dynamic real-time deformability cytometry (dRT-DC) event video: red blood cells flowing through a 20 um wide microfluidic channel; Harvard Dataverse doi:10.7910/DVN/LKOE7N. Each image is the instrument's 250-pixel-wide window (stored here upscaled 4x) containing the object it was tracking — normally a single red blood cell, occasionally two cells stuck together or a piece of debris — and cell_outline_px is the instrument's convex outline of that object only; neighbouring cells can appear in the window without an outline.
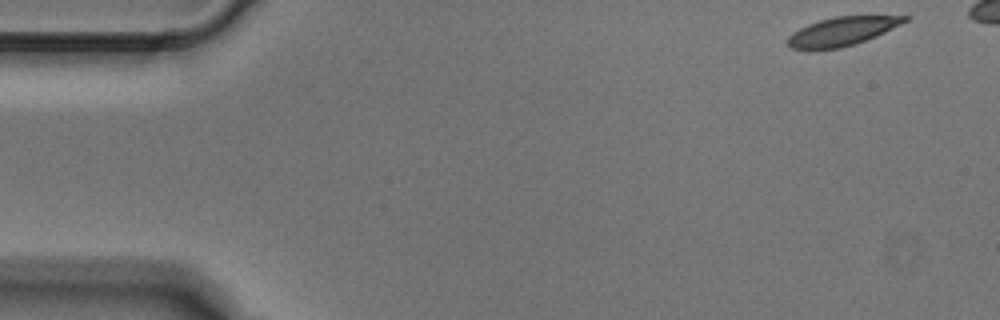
{"species": "Egyptian fruit bat (a non-hibernating species)", "species_latin": "Rousettus aegyptiacus", "temperature_condition": "cold", "stored_images_in_passage": 8, "camera_frame_rate_fps": 3000, "um_per_image_px": 0.085, "animal": {"sex": "male"}, "frame": {"image": 1, "passage_image": 1, "time_ms": 0.0, "image_size_px": [1000, 320], "cell_outline_px": [[908, 20], [876, 36], [856, 44], [840, 48], [808, 52], [788, 48], [788, 36], [792, 32], [808, 24], [820, 20], [836, 16], [908, 16]], "centroid_in_image_um": [71.47, 2.71], "position_along_channel_um": 13.5, "area_um2": 19.83}}
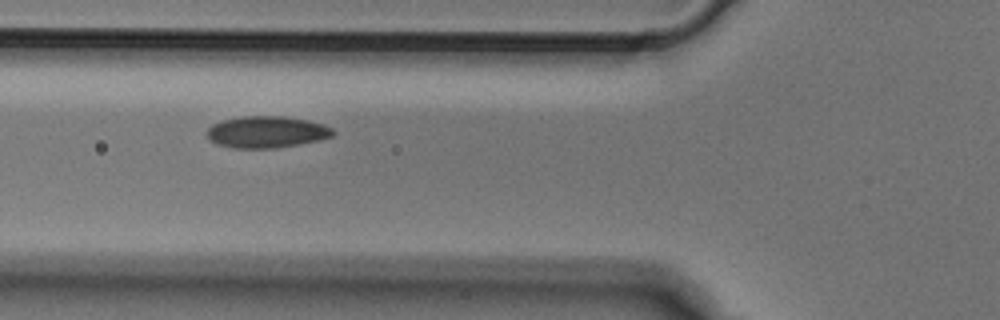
{"frame": {"image": 2, "passage_image": 6, "time_ms": 1.667, "image_size_px": [1000, 320], "cell_outline_px": [[336, 132], [332, 136], [320, 140], [300, 144], [276, 148], [232, 148], [216, 144], [204, 132], [212, 124], [224, 120], [240, 116], [284, 116], [308, 120], [324, 124], [332, 128]], "centroid_in_image_um": [22.67, 11.22], "position_along_channel_um": 103.1, "area_um2": 23.47}}
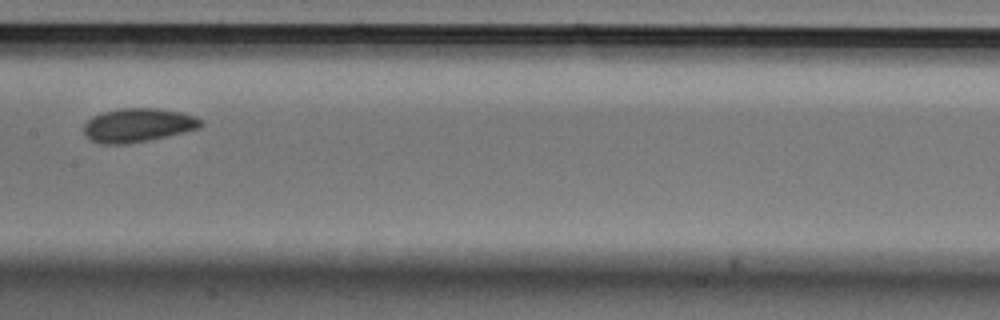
{"frame": {"image": 3, "passage_image": 8, "time_ms": 2.333, "image_size_px": [1000, 320], "cell_outline_px": [[204, 124], [200, 128], [184, 132], [148, 140], [128, 144], [100, 144], [88, 140], [84, 136], [84, 124], [92, 116], [100, 112], [116, 108], [160, 108], [180, 112], [196, 116], [204, 120]], "centroid_in_image_um": [11.71, 10.63], "position_along_channel_um": 195.7, "area_um2": 23.52}}